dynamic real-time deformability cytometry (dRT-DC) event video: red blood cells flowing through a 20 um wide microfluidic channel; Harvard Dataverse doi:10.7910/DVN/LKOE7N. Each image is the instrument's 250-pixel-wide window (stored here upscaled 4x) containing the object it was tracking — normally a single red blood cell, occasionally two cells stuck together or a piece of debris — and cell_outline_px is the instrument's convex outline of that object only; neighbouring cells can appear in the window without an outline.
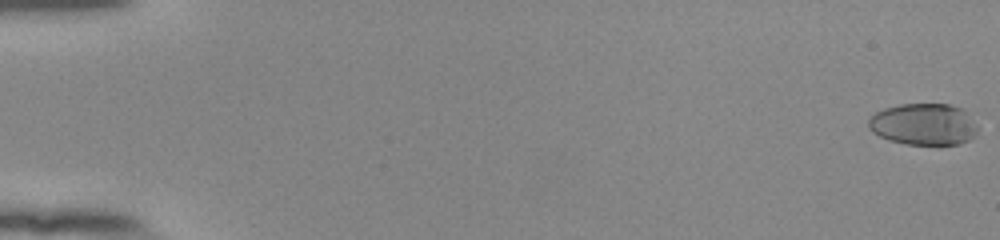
{"species": "human", "species_latin": "Homo sapiens", "temperature_condition": "room temperature", "stored_images_in_passage": 55, "camera_frame_rate_fps": 3000, "um_per_image_px": 0.085, "donor": {"sex": "female"}, "frame": {"image": 1, "passage_image": 1, "time_ms": 0.0, "image_size_px": [1000, 240], "cell_outline_px": [[980, 128], [968, 140], [960, 144], [940, 148], [904, 144], [888, 140], [872, 132], [868, 128], [868, 120], [876, 112], [884, 108], [900, 104], [948, 104], [960, 108]], "centroid_in_image_um": [78.5, 10.62], "position_along_channel_um": 6.5, "area_um2": 27.17}}
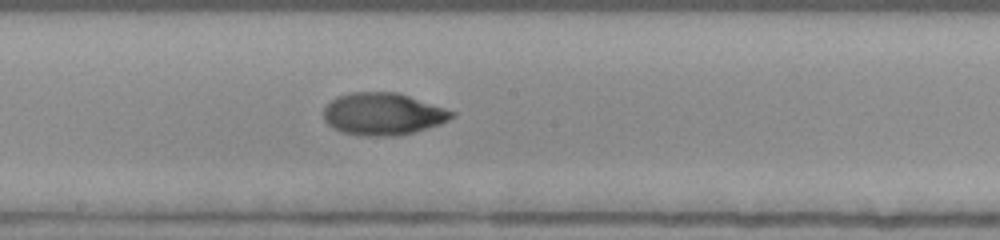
{"frame": {"image": 2, "passage_image": 32, "time_ms": 10.333, "image_size_px": [1000, 240], "cell_outline_px": [[456, 116], [440, 124], [412, 132], [396, 136], [360, 136], [340, 132], [332, 128], [324, 120], [324, 108], [336, 96], [352, 92], [400, 92], [456, 112]], "centroid_in_image_um": [32.54, 9.69], "position_along_channel_um": 215.7, "area_um2": 31.79}}
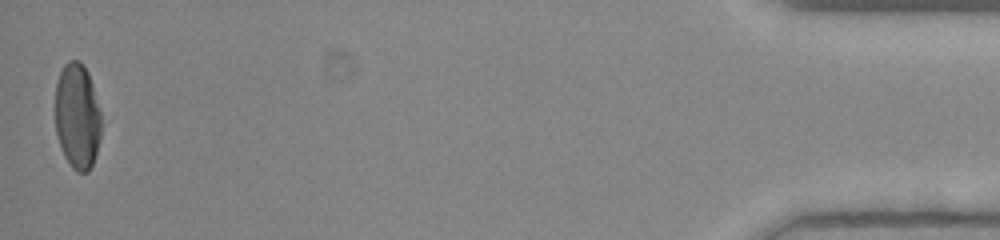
{"frame": {"image": 3, "passage_image": 55, "time_ms": 18.0, "image_size_px": [1000, 240], "cell_outline_px": [[100, 136], [96, 152], [92, 164], [88, 172], [76, 172], [72, 168], [64, 156], [60, 148], [56, 132], [56, 84], [60, 72], [64, 64], [68, 60], [80, 60], [84, 64], [88, 72], [92, 84], [100, 112]], "centroid_in_image_um": [6.56, 9.87], "position_along_channel_um": 428.6, "area_um2": 28.32}, "authors_computed_cell_mechanics": {"area_um2": 29.9982, "velocity_mm_per_s": 3.885, "shape_relaxation_time_tau1_ms": 5.0791, "shape_relaxation_time_tau2_ms": 3.6296, "deformation_change_tau1": 0.2036, "deformation_change_tau2": 0.0503}}